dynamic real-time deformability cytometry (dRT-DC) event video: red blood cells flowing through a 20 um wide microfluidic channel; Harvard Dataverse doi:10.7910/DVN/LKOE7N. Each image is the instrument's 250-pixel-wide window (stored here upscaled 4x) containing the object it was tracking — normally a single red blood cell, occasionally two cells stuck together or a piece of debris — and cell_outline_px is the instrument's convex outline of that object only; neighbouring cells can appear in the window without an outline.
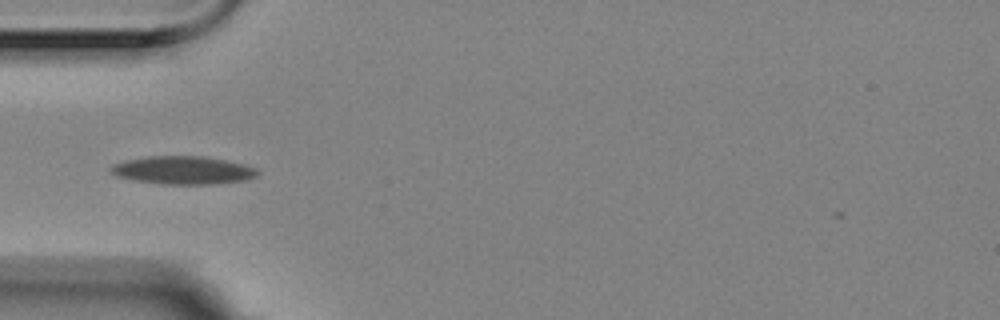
{"species": "Egyptian fruit bat (a non-hibernating species)", "species_latin": "Rousettus aegyptiacus", "temperature_condition": "room temperature", "stored_images_in_passage": 40, "camera_frame_rate_fps": 3000, "um_per_image_px": 0.085, "animal": {"sex": "female"}, "frame": {"image": 1, "passage_image": 1, "time_ms": 0.0, "image_size_px": [1000, 320], "cell_outline_px": [[260, 172], [256, 176], [244, 180], [212, 184], [160, 184], [136, 180], [116, 176], [108, 172], [112, 164], [124, 160], [148, 156], [204, 156], [244, 164], [256, 168]], "centroid_in_image_um": [15.52, 14.46], "position_along_channel_um": 69.5, "area_um2": 24.04}}
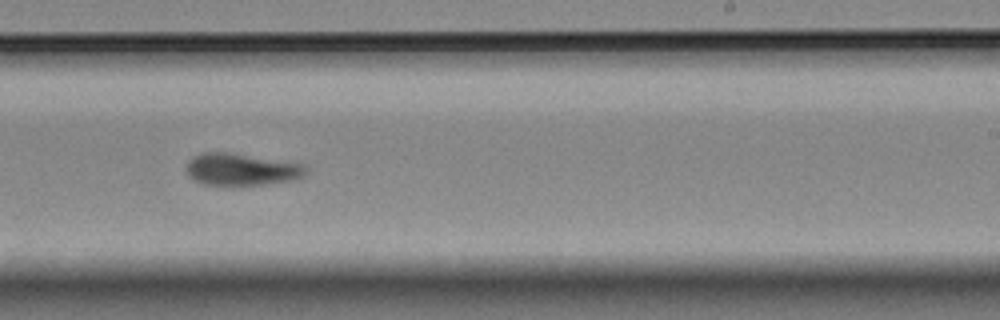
{"frame": {"image": 2, "passage_image": 18, "time_ms": 5.667, "image_size_px": [1000, 320], "cell_outline_px": [[304, 172], [300, 176], [292, 180], [264, 184], [204, 184], [188, 176], [184, 168], [188, 160], [192, 156], [204, 152], [228, 152], [304, 164]], "centroid_in_image_um": [20.42, 14.38], "position_along_channel_um": 268.6, "area_um2": 21.91}}
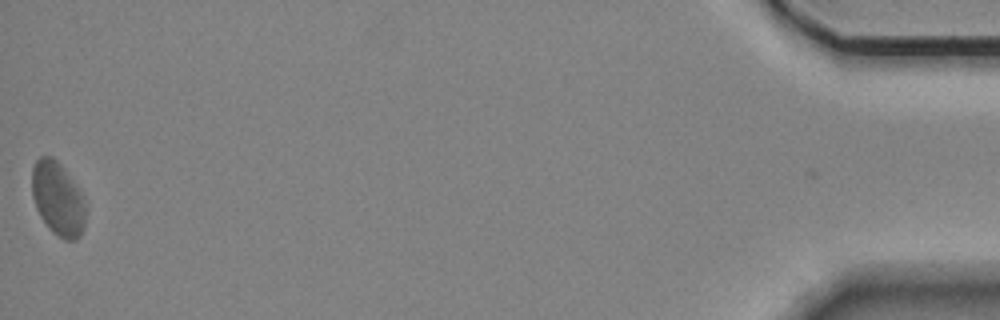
{"frame": {"image": 3, "passage_image": 40, "time_ms": 13.0, "image_size_px": [1000, 320], "cell_outline_px": [[84, 228], [80, 236], [76, 240], [64, 240], [56, 236], [48, 228], [40, 216], [36, 208], [32, 196], [32, 168], [36, 160], [40, 156], [52, 156], [64, 168], [80, 192], [84, 200]], "centroid_in_image_um": [4.89, 16.91], "position_along_channel_um": 430.3, "area_um2": 23.0}, "authors_computed_cell_mechanics": {"area_um2": 22.3108, "velocity_mm_per_s": 3.5068, "shape_relaxation_time_tau1_ms": null, "shape_relaxation_time_tau2_ms": 5.7647, "deformation_change_tau1": null, "deformation_change_tau2": 0.1175}}